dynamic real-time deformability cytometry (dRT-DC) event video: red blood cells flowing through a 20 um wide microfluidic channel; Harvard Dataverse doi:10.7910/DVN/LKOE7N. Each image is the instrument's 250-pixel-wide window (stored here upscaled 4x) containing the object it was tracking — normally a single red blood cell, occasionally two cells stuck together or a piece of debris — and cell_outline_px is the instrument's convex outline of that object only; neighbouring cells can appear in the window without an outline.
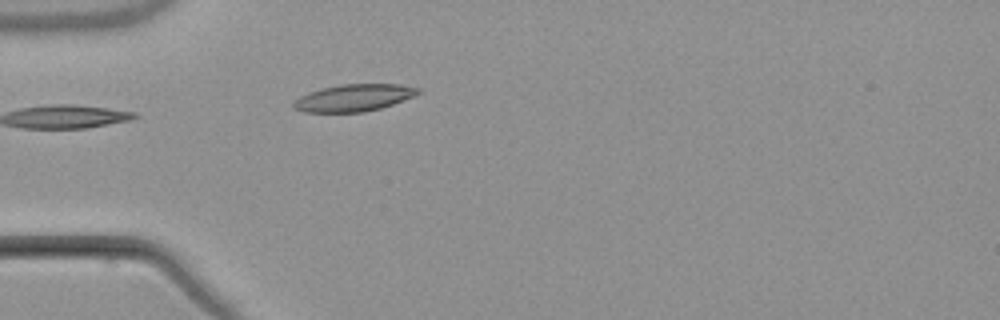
{"species": "common noctule bat (a hibernating species)", "species_latin": "Nyctalus noctula", "temperature_condition": "warm", "stored_images_in_passage": 2, "camera_frame_rate_fps": 3000, "um_per_image_px": 0.085, "animal": {"sex": "male", "body_mass_g": 21.5, "forearm_length_mm": 52.0}, "frame": {"image": 1, "passage_image": 2, "time_ms": 1.333, "image_size_px": [1000, 320], "cell_outline_px": [[420, 92], [412, 96], [392, 104], [380, 108], [364, 112], [304, 112], [292, 108], [292, 104], [300, 96], [308, 92], [320, 88], [340, 84], [400, 84], [420, 88]], "centroid_in_image_um": [30.03, 8.3], "position_along_channel_um": 55.0, "area_um2": 19.59}}